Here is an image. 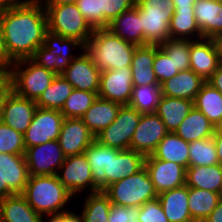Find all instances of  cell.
Instances as JSON below:
<instances>
[{
  "label": "cell",
  "instance_id": "6da1fadb",
  "mask_svg": "<svg viewBox=\"0 0 222 222\" xmlns=\"http://www.w3.org/2000/svg\"><path fill=\"white\" fill-rule=\"evenodd\" d=\"M0 26L9 58L13 62L30 59L44 44L46 11L38 0H23L18 6L0 12Z\"/></svg>",
  "mask_w": 222,
  "mask_h": 222
},
{
  "label": "cell",
  "instance_id": "7a4b0ae2",
  "mask_svg": "<svg viewBox=\"0 0 222 222\" xmlns=\"http://www.w3.org/2000/svg\"><path fill=\"white\" fill-rule=\"evenodd\" d=\"M136 47L102 28L93 30L85 50L99 70L104 71L130 67Z\"/></svg>",
  "mask_w": 222,
  "mask_h": 222
},
{
  "label": "cell",
  "instance_id": "3957f363",
  "mask_svg": "<svg viewBox=\"0 0 222 222\" xmlns=\"http://www.w3.org/2000/svg\"><path fill=\"white\" fill-rule=\"evenodd\" d=\"M22 195L43 218L46 215L66 212L64 207L74 197L59 181L57 175L29 176Z\"/></svg>",
  "mask_w": 222,
  "mask_h": 222
},
{
  "label": "cell",
  "instance_id": "277c9868",
  "mask_svg": "<svg viewBox=\"0 0 222 222\" xmlns=\"http://www.w3.org/2000/svg\"><path fill=\"white\" fill-rule=\"evenodd\" d=\"M103 192L111 204L126 207H141L158 197L145 166L135 174L110 184Z\"/></svg>",
  "mask_w": 222,
  "mask_h": 222
},
{
  "label": "cell",
  "instance_id": "5b68a950",
  "mask_svg": "<svg viewBox=\"0 0 222 222\" xmlns=\"http://www.w3.org/2000/svg\"><path fill=\"white\" fill-rule=\"evenodd\" d=\"M25 67V68H24ZM11 89L19 96L36 101L52 83L56 74L31 59L15 61L8 72Z\"/></svg>",
  "mask_w": 222,
  "mask_h": 222
},
{
  "label": "cell",
  "instance_id": "8992f818",
  "mask_svg": "<svg viewBox=\"0 0 222 222\" xmlns=\"http://www.w3.org/2000/svg\"><path fill=\"white\" fill-rule=\"evenodd\" d=\"M70 47L85 50V46L78 40L65 38L61 35L46 31L44 44L39 46L30 58L38 66L61 75L73 59L78 56L70 52Z\"/></svg>",
  "mask_w": 222,
  "mask_h": 222
},
{
  "label": "cell",
  "instance_id": "52a82bcc",
  "mask_svg": "<svg viewBox=\"0 0 222 222\" xmlns=\"http://www.w3.org/2000/svg\"><path fill=\"white\" fill-rule=\"evenodd\" d=\"M47 16V30L80 41L84 46L89 42L93 29L85 21L76 3L60 6H43Z\"/></svg>",
  "mask_w": 222,
  "mask_h": 222
},
{
  "label": "cell",
  "instance_id": "ba28073f",
  "mask_svg": "<svg viewBox=\"0 0 222 222\" xmlns=\"http://www.w3.org/2000/svg\"><path fill=\"white\" fill-rule=\"evenodd\" d=\"M141 113L136 109L122 105L116 119L95 136L100 144L119 150L130 149L134 131L137 128Z\"/></svg>",
  "mask_w": 222,
  "mask_h": 222
},
{
  "label": "cell",
  "instance_id": "9c48e42d",
  "mask_svg": "<svg viewBox=\"0 0 222 222\" xmlns=\"http://www.w3.org/2000/svg\"><path fill=\"white\" fill-rule=\"evenodd\" d=\"M25 161L29 176L57 175L65 160L58 140L25 149Z\"/></svg>",
  "mask_w": 222,
  "mask_h": 222
},
{
  "label": "cell",
  "instance_id": "30bf717a",
  "mask_svg": "<svg viewBox=\"0 0 222 222\" xmlns=\"http://www.w3.org/2000/svg\"><path fill=\"white\" fill-rule=\"evenodd\" d=\"M63 120L61 111L37 107L30 126L23 134L25 148L58 140Z\"/></svg>",
  "mask_w": 222,
  "mask_h": 222
},
{
  "label": "cell",
  "instance_id": "8fae6325",
  "mask_svg": "<svg viewBox=\"0 0 222 222\" xmlns=\"http://www.w3.org/2000/svg\"><path fill=\"white\" fill-rule=\"evenodd\" d=\"M57 176L59 181L76 198V194L90 187L89 193L99 192V188L94 184L92 170L85 153L65 157Z\"/></svg>",
  "mask_w": 222,
  "mask_h": 222
},
{
  "label": "cell",
  "instance_id": "7c38bea8",
  "mask_svg": "<svg viewBox=\"0 0 222 222\" xmlns=\"http://www.w3.org/2000/svg\"><path fill=\"white\" fill-rule=\"evenodd\" d=\"M29 178L24 155L0 153V200L22 194Z\"/></svg>",
  "mask_w": 222,
  "mask_h": 222
},
{
  "label": "cell",
  "instance_id": "4fadbf2b",
  "mask_svg": "<svg viewBox=\"0 0 222 222\" xmlns=\"http://www.w3.org/2000/svg\"><path fill=\"white\" fill-rule=\"evenodd\" d=\"M144 166L157 194L186 185V168L172 161L146 156Z\"/></svg>",
  "mask_w": 222,
  "mask_h": 222
},
{
  "label": "cell",
  "instance_id": "5bb4252c",
  "mask_svg": "<svg viewBox=\"0 0 222 222\" xmlns=\"http://www.w3.org/2000/svg\"><path fill=\"white\" fill-rule=\"evenodd\" d=\"M168 133L165 124L156 113L142 114L134 131L130 149L145 157L149 156Z\"/></svg>",
  "mask_w": 222,
  "mask_h": 222
},
{
  "label": "cell",
  "instance_id": "9a60e30c",
  "mask_svg": "<svg viewBox=\"0 0 222 222\" xmlns=\"http://www.w3.org/2000/svg\"><path fill=\"white\" fill-rule=\"evenodd\" d=\"M133 81L130 67L101 71L98 97L121 105H128Z\"/></svg>",
  "mask_w": 222,
  "mask_h": 222
},
{
  "label": "cell",
  "instance_id": "2e32d148",
  "mask_svg": "<svg viewBox=\"0 0 222 222\" xmlns=\"http://www.w3.org/2000/svg\"><path fill=\"white\" fill-rule=\"evenodd\" d=\"M61 75L74 89L98 94L101 71L86 50L73 59Z\"/></svg>",
  "mask_w": 222,
  "mask_h": 222
},
{
  "label": "cell",
  "instance_id": "e0dca14e",
  "mask_svg": "<svg viewBox=\"0 0 222 222\" xmlns=\"http://www.w3.org/2000/svg\"><path fill=\"white\" fill-rule=\"evenodd\" d=\"M36 109L34 100L19 96L11 89L3 102L1 121L24 134L31 124Z\"/></svg>",
  "mask_w": 222,
  "mask_h": 222
},
{
  "label": "cell",
  "instance_id": "ac0fdd59",
  "mask_svg": "<svg viewBox=\"0 0 222 222\" xmlns=\"http://www.w3.org/2000/svg\"><path fill=\"white\" fill-rule=\"evenodd\" d=\"M95 140V136L81 118H64L58 138L63 154H83Z\"/></svg>",
  "mask_w": 222,
  "mask_h": 222
},
{
  "label": "cell",
  "instance_id": "d6986e66",
  "mask_svg": "<svg viewBox=\"0 0 222 222\" xmlns=\"http://www.w3.org/2000/svg\"><path fill=\"white\" fill-rule=\"evenodd\" d=\"M145 156L134 150H119L109 147L108 174H105V189L144 167Z\"/></svg>",
  "mask_w": 222,
  "mask_h": 222
},
{
  "label": "cell",
  "instance_id": "ffe728a7",
  "mask_svg": "<svg viewBox=\"0 0 222 222\" xmlns=\"http://www.w3.org/2000/svg\"><path fill=\"white\" fill-rule=\"evenodd\" d=\"M221 64L211 38L190 41V69L207 81Z\"/></svg>",
  "mask_w": 222,
  "mask_h": 222
},
{
  "label": "cell",
  "instance_id": "44dd1931",
  "mask_svg": "<svg viewBox=\"0 0 222 222\" xmlns=\"http://www.w3.org/2000/svg\"><path fill=\"white\" fill-rule=\"evenodd\" d=\"M206 81L191 69L180 71L162 85V95L167 97L195 100L197 93Z\"/></svg>",
  "mask_w": 222,
  "mask_h": 222
},
{
  "label": "cell",
  "instance_id": "7402d4cb",
  "mask_svg": "<svg viewBox=\"0 0 222 222\" xmlns=\"http://www.w3.org/2000/svg\"><path fill=\"white\" fill-rule=\"evenodd\" d=\"M194 14L203 38H213L222 31L220 0H197L194 4Z\"/></svg>",
  "mask_w": 222,
  "mask_h": 222
},
{
  "label": "cell",
  "instance_id": "603a6c76",
  "mask_svg": "<svg viewBox=\"0 0 222 222\" xmlns=\"http://www.w3.org/2000/svg\"><path fill=\"white\" fill-rule=\"evenodd\" d=\"M107 29L128 43L135 46H144L143 28L139 17V9L136 6L121 13L110 22Z\"/></svg>",
  "mask_w": 222,
  "mask_h": 222
},
{
  "label": "cell",
  "instance_id": "cb8c5ba5",
  "mask_svg": "<svg viewBox=\"0 0 222 222\" xmlns=\"http://www.w3.org/2000/svg\"><path fill=\"white\" fill-rule=\"evenodd\" d=\"M168 222H195L188 207V186L164 191L157 197Z\"/></svg>",
  "mask_w": 222,
  "mask_h": 222
},
{
  "label": "cell",
  "instance_id": "d4e9b609",
  "mask_svg": "<svg viewBox=\"0 0 222 222\" xmlns=\"http://www.w3.org/2000/svg\"><path fill=\"white\" fill-rule=\"evenodd\" d=\"M121 106L119 103L97 97L81 119L96 136L116 119Z\"/></svg>",
  "mask_w": 222,
  "mask_h": 222
},
{
  "label": "cell",
  "instance_id": "484cf974",
  "mask_svg": "<svg viewBox=\"0 0 222 222\" xmlns=\"http://www.w3.org/2000/svg\"><path fill=\"white\" fill-rule=\"evenodd\" d=\"M215 130V125L201 111L193 107L174 133L191 143L213 137Z\"/></svg>",
  "mask_w": 222,
  "mask_h": 222
},
{
  "label": "cell",
  "instance_id": "4316f807",
  "mask_svg": "<svg viewBox=\"0 0 222 222\" xmlns=\"http://www.w3.org/2000/svg\"><path fill=\"white\" fill-rule=\"evenodd\" d=\"M154 59L155 45L137 46L135 48L130 65L133 86L158 83L152 67Z\"/></svg>",
  "mask_w": 222,
  "mask_h": 222
},
{
  "label": "cell",
  "instance_id": "83f0119b",
  "mask_svg": "<svg viewBox=\"0 0 222 222\" xmlns=\"http://www.w3.org/2000/svg\"><path fill=\"white\" fill-rule=\"evenodd\" d=\"M42 216L33 210L22 194L0 200V222H41Z\"/></svg>",
  "mask_w": 222,
  "mask_h": 222
},
{
  "label": "cell",
  "instance_id": "f1b7e54d",
  "mask_svg": "<svg viewBox=\"0 0 222 222\" xmlns=\"http://www.w3.org/2000/svg\"><path fill=\"white\" fill-rule=\"evenodd\" d=\"M194 107L188 99L162 96L156 114L169 132H174Z\"/></svg>",
  "mask_w": 222,
  "mask_h": 222
},
{
  "label": "cell",
  "instance_id": "f546056e",
  "mask_svg": "<svg viewBox=\"0 0 222 222\" xmlns=\"http://www.w3.org/2000/svg\"><path fill=\"white\" fill-rule=\"evenodd\" d=\"M186 185L222 195V165L189 166L186 169Z\"/></svg>",
  "mask_w": 222,
  "mask_h": 222
},
{
  "label": "cell",
  "instance_id": "4dcf8cb0",
  "mask_svg": "<svg viewBox=\"0 0 222 222\" xmlns=\"http://www.w3.org/2000/svg\"><path fill=\"white\" fill-rule=\"evenodd\" d=\"M151 155L156 159L182 165L186 169L189 167V143L174 132H169Z\"/></svg>",
  "mask_w": 222,
  "mask_h": 222
},
{
  "label": "cell",
  "instance_id": "1f68e13d",
  "mask_svg": "<svg viewBox=\"0 0 222 222\" xmlns=\"http://www.w3.org/2000/svg\"><path fill=\"white\" fill-rule=\"evenodd\" d=\"M222 195L205 189L188 187V207L195 222H203L218 205Z\"/></svg>",
  "mask_w": 222,
  "mask_h": 222
},
{
  "label": "cell",
  "instance_id": "d6a6232c",
  "mask_svg": "<svg viewBox=\"0 0 222 222\" xmlns=\"http://www.w3.org/2000/svg\"><path fill=\"white\" fill-rule=\"evenodd\" d=\"M194 107L216 126L222 119V93L206 81L196 95Z\"/></svg>",
  "mask_w": 222,
  "mask_h": 222
},
{
  "label": "cell",
  "instance_id": "836d02e7",
  "mask_svg": "<svg viewBox=\"0 0 222 222\" xmlns=\"http://www.w3.org/2000/svg\"><path fill=\"white\" fill-rule=\"evenodd\" d=\"M73 89V86L62 75H56L49 87L35 101L36 105L61 111Z\"/></svg>",
  "mask_w": 222,
  "mask_h": 222
},
{
  "label": "cell",
  "instance_id": "e575fe53",
  "mask_svg": "<svg viewBox=\"0 0 222 222\" xmlns=\"http://www.w3.org/2000/svg\"><path fill=\"white\" fill-rule=\"evenodd\" d=\"M162 96V85L159 83L133 86L128 106L141 114L156 113Z\"/></svg>",
  "mask_w": 222,
  "mask_h": 222
},
{
  "label": "cell",
  "instance_id": "d590c367",
  "mask_svg": "<svg viewBox=\"0 0 222 222\" xmlns=\"http://www.w3.org/2000/svg\"><path fill=\"white\" fill-rule=\"evenodd\" d=\"M84 153L92 170L94 184L100 191H104L105 174H108L109 146L102 145L94 140Z\"/></svg>",
  "mask_w": 222,
  "mask_h": 222
},
{
  "label": "cell",
  "instance_id": "8d00e7d4",
  "mask_svg": "<svg viewBox=\"0 0 222 222\" xmlns=\"http://www.w3.org/2000/svg\"><path fill=\"white\" fill-rule=\"evenodd\" d=\"M169 31L170 37L175 39L195 40L196 36V39L203 38L196 23L194 10H174Z\"/></svg>",
  "mask_w": 222,
  "mask_h": 222
},
{
  "label": "cell",
  "instance_id": "74e56055",
  "mask_svg": "<svg viewBox=\"0 0 222 222\" xmlns=\"http://www.w3.org/2000/svg\"><path fill=\"white\" fill-rule=\"evenodd\" d=\"M83 206V222H108L112 204L103 191L88 193Z\"/></svg>",
  "mask_w": 222,
  "mask_h": 222
},
{
  "label": "cell",
  "instance_id": "f35d334b",
  "mask_svg": "<svg viewBox=\"0 0 222 222\" xmlns=\"http://www.w3.org/2000/svg\"><path fill=\"white\" fill-rule=\"evenodd\" d=\"M139 17L141 18V24L143 28L144 46H160L166 40L171 38L169 31L171 18L145 17V15L140 10Z\"/></svg>",
  "mask_w": 222,
  "mask_h": 222
},
{
  "label": "cell",
  "instance_id": "ab89813d",
  "mask_svg": "<svg viewBox=\"0 0 222 222\" xmlns=\"http://www.w3.org/2000/svg\"><path fill=\"white\" fill-rule=\"evenodd\" d=\"M219 164L213 137L189 143V166H211Z\"/></svg>",
  "mask_w": 222,
  "mask_h": 222
},
{
  "label": "cell",
  "instance_id": "60d3db41",
  "mask_svg": "<svg viewBox=\"0 0 222 222\" xmlns=\"http://www.w3.org/2000/svg\"><path fill=\"white\" fill-rule=\"evenodd\" d=\"M96 92L73 89L61 110L64 118H81L97 99Z\"/></svg>",
  "mask_w": 222,
  "mask_h": 222
},
{
  "label": "cell",
  "instance_id": "b9f144b4",
  "mask_svg": "<svg viewBox=\"0 0 222 222\" xmlns=\"http://www.w3.org/2000/svg\"><path fill=\"white\" fill-rule=\"evenodd\" d=\"M190 41L189 39L170 38L160 45L172 58L179 71L190 69Z\"/></svg>",
  "mask_w": 222,
  "mask_h": 222
},
{
  "label": "cell",
  "instance_id": "7bdbcfd3",
  "mask_svg": "<svg viewBox=\"0 0 222 222\" xmlns=\"http://www.w3.org/2000/svg\"><path fill=\"white\" fill-rule=\"evenodd\" d=\"M25 149L23 134L0 120V153L24 155Z\"/></svg>",
  "mask_w": 222,
  "mask_h": 222
},
{
  "label": "cell",
  "instance_id": "ee69618b",
  "mask_svg": "<svg viewBox=\"0 0 222 222\" xmlns=\"http://www.w3.org/2000/svg\"><path fill=\"white\" fill-rule=\"evenodd\" d=\"M76 5L93 30L108 28V25L104 22L102 0H77Z\"/></svg>",
  "mask_w": 222,
  "mask_h": 222
},
{
  "label": "cell",
  "instance_id": "f6af8a7d",
  "mask_svg": "<svg viewBox=\"0 0 222 222\" xmlns=\"http://www.w3.org/2000/svg\"><path fill=\"white\" fill-rule=\"evenodd\" d=\"M135 6L145 17L171 18L174 12L173 0H136Z\"/></svg>",
  "mask_w": 222,
  "mask_h": 222
},
{
  "label": "cell",
  "instance_id": "bcb514c9",
  "mask_svg": "<svg viewBox=\"0 0 222 222\" xmlns=\"http://www.w3.org/2000/svg\"><path fill=\"white\" fill-rule=\"evenodd\" d=\"M152 67L159 84L180 72L172 58L158 45H155V59Z\"/></svg>",
  "mask_w": 222,
  "mask_h": 222
},
{
  "label": "cell",
  "instance_id": "7dc6e473",
  "mask_svg": "<svg viewBox=\"0 0 222 222\" xmlns=\"http://www.w3.org/2000/svg\"><path fill=\"white\" fill-rule=\"evenodd\" d=\"M140 222H168L158 198L147 201L139 207Z\"/></svg>",
  "mask_w": 222,
  "mask_h": 222
},
{
  "label": "cell",
  "instance_id": "c3c4849f",
  "mask_svg": "<svg viewBox=\"0 0 222 222\" xmlns=\"http://www.w3.org/2000/svg\"><path fill=\"white\" fill-rule=\"evenodd\" d=\"M136 0H102L104 22L109 25L121 13L135 6Z\"/></svg>",
  "mask_w": 222,
  "mask_h": 222
},
{
  "label": "cell",
  "instance_id": "681fc988",
  "mask_svg": "<svg viewBox=\"0 0 222 222\" xmlns=\"http://www.w3.org/2000/svg\"><path fill=\"white\" fill-rule=\"evenodd\" d=\"M108 222H140L139 207L112 204Z\"/></svg>",
  "mask_w": 222,
  "mask_h": 222
},
{
  "label": "cell",
  "instance_id": "f907efd6",
  "mask_svg": "<svg viewBox=\"0 0 222 222\" xmlns=\"http://www.w3.org/2000/svg\"><path fill=\"white\" fill-rule=\"evenodd\" d=\"M13 63L14 62L8 56V52L5 47L4 36L0 26V73L8 74Z\"/></svg>",
  "mask_w": 222,
  "mask_h": 222
},
{
  "label": "cell",
  "instance_id": "816d5d0a",
  "mask_svg": "<svg viewBox=\"0 0 222 222\" xmlns=\"http://www.w3.org/2000/svg\"><path fill=\"white\" fill-rule=\"evenodd\" d=\"M10 90H11V81L9 75L5 73H0V120L2 115V107L4 99Z\"/></svg>",
  "mask_w": 222,
  "mask_h": 222
},
{
  "label": "cell",
  "instance_id": "f5cc1de1",
  "mask_svg": "<svg viewBox=\"0 0 222 222\" xmlns=\"http://www.w3.org/2000/svg\"><path fill=\"white\" fill-rule=\"evenodd\" d=\"M207 82L222 93V63L218 66L217 70L212 74Z\"/></svg>",
  "mask_w": 222,
  "mask_h": 222
},
{
  "label": "cell",
  "instance_id": "db71d44e",
  "mask_svg": "<svg viewBox=\"0 0 222 222\" xmlns=\"http://www.w3.org/2000/svg\"><path fill=\"white\" fill-rule=\"evenodd\" d=\"M203 222H222V197L218 205Z\"/></svg>",
  "mask_w": 222,
  "mask_h": 222
},
{
  "label": "cell",
  "instance_id": "11a10c76",
  "mask_svg": "<svg viewBox=\"0 0 222 222\" xmlns=\"http://www.w3.org/2000/svg\"><path fill=\"white\" fill-rule=\"evenodd\" d=\"M197 0H173L174 10H194Z\"/></svg>",
  "mask_w": 222,
  "mask_h": 222
},
{
  "label": "cell",
  "instance_id": "9f6ffc18",
  "mask_svg": "<svg viewBox=\"0 0 222 222\" xmlns=\"http://www.w3.org/2000/svg\"><path fill=\"white\" fill-rule=\"evenodd\" d=\"M213 140H214L215 145H216V152H217V155H218L219 164L222 165V134L218 133L215 130V133L213 135Z\"/></svg>",
  "mask_w": 222,
  "mask_h": 222
},
{
  "label": "cell",
  "instance_id": "6f0895ef",
  "mask_svg": "<svg viewBox=\"0 0 222 222\" xmlns=\"http://www.w3.org/2000/svg\"><path fill=\"white\" fill-rule=\"evenodd\" d=\"M42 6H60L76 3L77 0H38Z\"/></svg>",
  "mask_w": 222,
  "mask_h": 222
},
{
  "label": "cell",
  "instance_id": "680465c9",
  "mask_svg": "<svg viewBox=\"0 0 222 222\" xmlns=\"http://www.w3.org/2000/svg\"><path fill=\"white\" fill-rule=\"evenodd\" d=\"M23 0H0V12L18 6Z\"/></svg>",
  "mask_w": 222,
  "mask_h": 222
},
{
  "label": "cell",
  "instance_id": "91938a15",
  "mask_svg": "<svg viewBox=\"0 0 222 222\" xmlns=\"http://www.w3.org/2000/svg\"><path fill=\"white\" fill-rule=\"evenodd\" d=\"M215 44L219 59L222 63V31L211 38Z\"/></svg>",
  "mask_w": 222,
  "mask_h": 222
},
{
  "label": "cell",
  "instance_id": "94428289",
  "mask_svg": "<svg viewBox=\"0 0 222 222\" xmlns=\"http://www.w3.org/2000/svg\"><path fill=\"white\" fill-rule=\"evenodd\" d=\"M65 222H83V220L81 215H78L76 212L66 211Z\"/></svg>",
  "mask_w": 222,
  "mask_h": 222
},
{
  "label": "cell",
  "instance_id": "6125c7cd",
  "mask_svg": "<svg viewBox=\"0 0 222 222\" xmlns=\"http://www.w3.org/2000/svg\"><path fill=\"white\" fill-rule=\"evenodd\" d=\"M47 217H48V221L46 222H65V212L58 213V214H50V215H47ZM41 222H45V220L43 219V216H42Z\"/></svg>",
  "mask_w": 222,
  "mask_h": 222
},
{
  "label": "cell",
  "instance_id": "be15d7a7",
  "mask_svg": "<svg viewBox=\"0 0 222 222\" xmlns=\"http://www.w3.org/2000/svg\"><path fill=\"white\" fill-rule=\"evenodd\" d=\"M215 129L218 133L222 134V119L221 121L215 126Z\"/></svg>",
  "mask_w": 222,
  "mask_h": 222
}]
</instances>
